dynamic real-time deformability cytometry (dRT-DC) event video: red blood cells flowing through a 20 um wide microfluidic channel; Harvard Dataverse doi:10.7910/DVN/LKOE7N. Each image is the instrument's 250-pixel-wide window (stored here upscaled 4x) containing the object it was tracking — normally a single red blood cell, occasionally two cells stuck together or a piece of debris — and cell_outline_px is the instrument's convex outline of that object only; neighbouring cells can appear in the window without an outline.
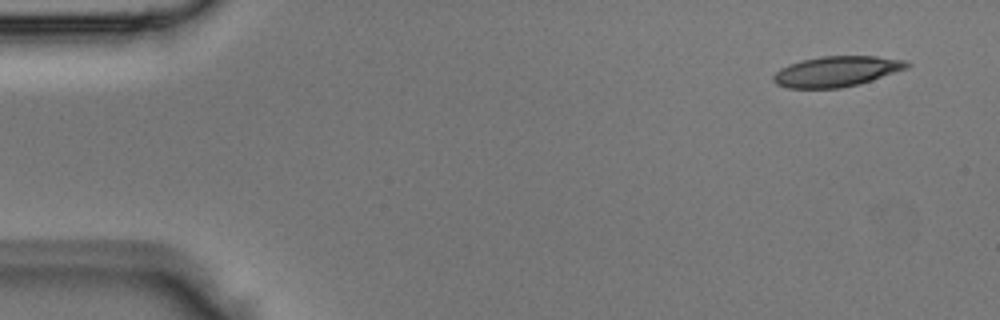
{"species": "Egyptian fruit bat (a non-hibernating species)", "species_latin": "Rousettus aegyptiacus", "temperature_condition": "room temperature", "stored_images_in_passage": 4, "camera_frame_rate_fps": 3000, "um_per_image_px": 0.085, "animal": {"sex": "male"}, "frame": {"image": 1, "passage_image": 1, "time_ms": 0.0, "image_size_px": [1000, 320], "cell_outline_px": [[912, 64], [908, 68], [872, 80], [840, 88], [788, 88], [776, 84], [772, 80], [772, 76], [780, 68], [788, 64], [820, 56], [876, 56], [908, 60]], "centroid_in_image_um": [71.12, 6.06], "position_along_channel_um": 13.9, "area_um2": 23.76}}